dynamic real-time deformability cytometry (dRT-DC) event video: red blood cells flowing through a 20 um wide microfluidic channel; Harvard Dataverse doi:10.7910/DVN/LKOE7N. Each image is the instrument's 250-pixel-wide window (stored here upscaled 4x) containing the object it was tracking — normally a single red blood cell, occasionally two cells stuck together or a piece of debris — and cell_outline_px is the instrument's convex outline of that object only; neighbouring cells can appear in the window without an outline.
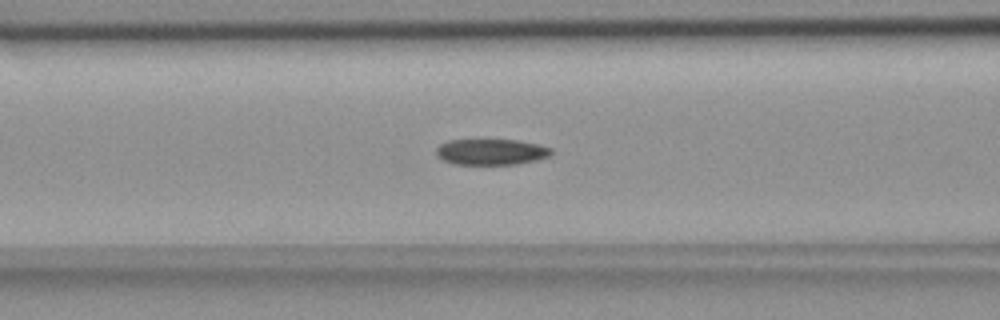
{"species": "common noctule bat (a hibernating species)", "species_latin": "Nyctalus noctula", "temperature_condition": "room temperature", "stored_images_in_passage": 55, "camera_frame_rate_fps": 3000, "um_per_image_px": 0.085, "animal": {"sex": "female", "body_mass_g": 18.4}, "frame": {"image": 1, "passage_image": 22, "time_ms": 7.0, "image_size_px": [1000, 320], "cell_outline_px": [[552, 152], [548, 156], [536, 160], [516, 164], [452, 164], [436, 156], [436, 148], [440, 144], [448, 140], [516, 140], [540, 144], [552, 148]], "centroid_in_image_um": [41.73, 12.91], "position_along_channel_um": 124.9, "area_um2": 17.4}}
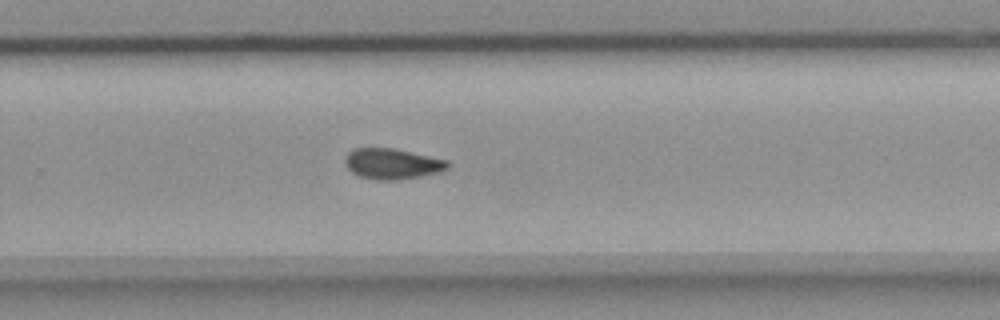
{"frame": {"image": 2, "passage_image": 36, "time_ms": 11.667, "image_size_px": [1000, 320], "cell_outline_px": [[448, 168], [440, 172], [420, 176], [396, 180], [376, 180], [360, 176], [352, 172], [348, 168], [344, 160], [344, 156], [352, 148], [396, 148], [448, 160]], "centroid_in_image_um": [33.32, 13.91], "position_along_channel_um": 296.5, "area_um2": 18.44}}
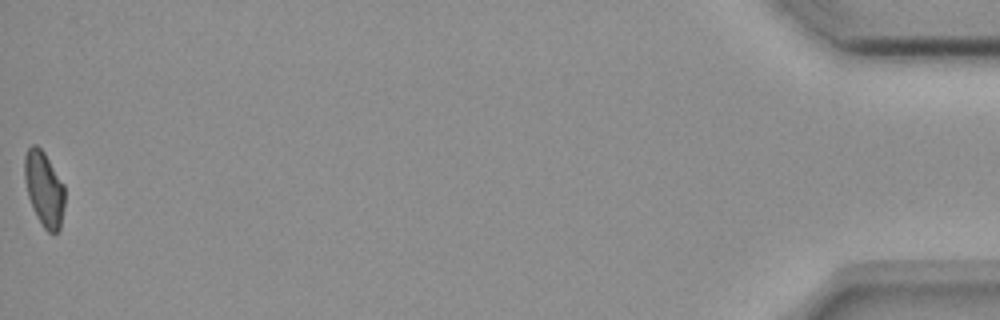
{"frame": {"image": 3, "passage_image": 55, "time_ms": 18.0, "image_size_px": [1000, 320], "cell_outline_px": [[64, 204], [60, 228], [56, 232], [48, 232], [44, 228], [36, 216], [28, 196], [24, 180], [24, 156], [28, 148], [32, 144], [36, 144], [44, 152], [64, 184]], "centroid_in_image_um": [3.73, 16.03], "position_along_channel_um": 431.5, "area_um2": 17.51}, "authors_computed_cell_mechanics": {"area_um2": 18.2648, "velocity_mm_per_s": 3.6976, "shape_relaxation_time_tau1_ms": null, "shape_relaxation_time_tau2_ms": 4.6124, "deformation_change_tau1": null, "deformation_change_tau2": 0.0999}}